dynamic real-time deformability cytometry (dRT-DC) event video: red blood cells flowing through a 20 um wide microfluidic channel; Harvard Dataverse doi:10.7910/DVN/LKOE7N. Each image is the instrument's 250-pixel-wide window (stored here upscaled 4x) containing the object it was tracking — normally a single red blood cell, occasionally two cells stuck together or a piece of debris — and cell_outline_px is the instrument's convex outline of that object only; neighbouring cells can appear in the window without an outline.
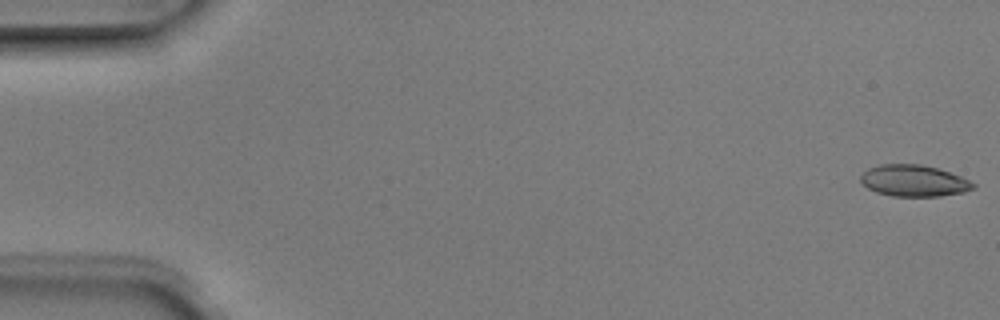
{"species": "Egyptian fruit bat (a non-hibernating species)", "species_latin": "Rousettus aegyptiacus", "temperature_condition": "room temperature", "stored_images_in_passage": 5, "camera_frame_rate_fps": 3000, "um_per_image_px": 0.085, "animal": {"sex": "male"}, "frame": {"image": 1, "passage_image": 1, "time_ms": 0.0, "image_size_px": [1000, 320], "cell_outline_px": [[976, 188], [964, 192], [940, 196], [892, 196], [876, 192], [868, 188], [860, 180], [860, 176], [868, 168], [880, 164], [920, 164], [936, 168], [960, 176], [976, 184]], "centroid_in_image_um": [77.67, 15.36], "position_along_channel_um": 7.3, "area_um2": 20.58}}
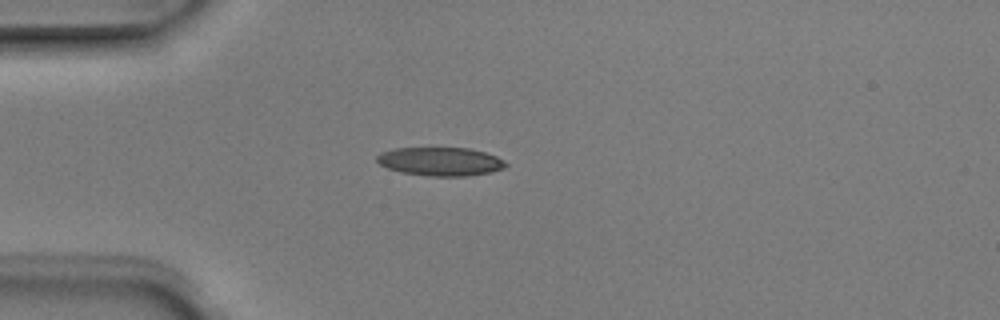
{"frame": {"image": 2, "passage_image": 4, "time_ms": 1.0, "image_size_px": [1000, 320], "cell_outline_px": [[508, 164], [504, 168], [488, 172], [468, 176], [428, 176], [400, 172], [388, 168], [380, 164], [376, 160], [376, 156], [380, 152], [396, 148], [468, 148], [484, 152], [496, 156], [504, 160]], "centroid_in_image_um": [37.42, 13.73], "position_along_channel_um": 47.6, "area_um2": 21.39}}